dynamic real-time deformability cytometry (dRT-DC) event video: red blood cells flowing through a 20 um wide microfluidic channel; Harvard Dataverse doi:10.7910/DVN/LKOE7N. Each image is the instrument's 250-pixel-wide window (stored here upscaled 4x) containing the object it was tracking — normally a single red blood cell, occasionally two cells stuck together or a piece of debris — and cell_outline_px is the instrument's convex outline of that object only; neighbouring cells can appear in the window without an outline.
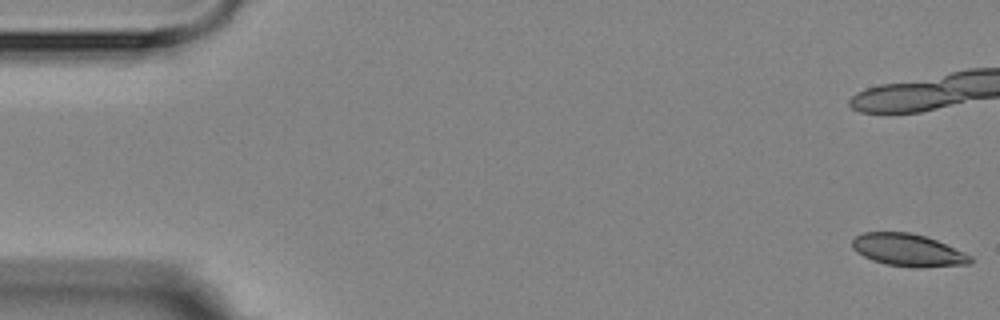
{"species": "Egyptian fruit bat (a non-hibernating species)", "species_latin": "Rousettus aegyptiacus", "temperature_condition": "room temperature", "stored_images_in_passage": 6, "camera_frame_rate_fps": 3000, "um_per_image_px": 0.085, "animal": {"sex": "female"}, "frame": {"image": 1, "passage_image": 1, "time_ms": 0.0, "image_size_px": [1000, 320], "cell_outline_px": [[972, 260], [968, 264], [920, 268], [912, 268], [884, 264], [872, 260], [856, 252], [852, 248], [852, 240], [856, 236], [864, 232], [908, 232], [924, 236], [936, 240], [964, 252], [972, 256]], "centroid_in_image_um": [77.16, 21.27], "position_along_channel_um": 7.8, "area_um2": 22.37}}